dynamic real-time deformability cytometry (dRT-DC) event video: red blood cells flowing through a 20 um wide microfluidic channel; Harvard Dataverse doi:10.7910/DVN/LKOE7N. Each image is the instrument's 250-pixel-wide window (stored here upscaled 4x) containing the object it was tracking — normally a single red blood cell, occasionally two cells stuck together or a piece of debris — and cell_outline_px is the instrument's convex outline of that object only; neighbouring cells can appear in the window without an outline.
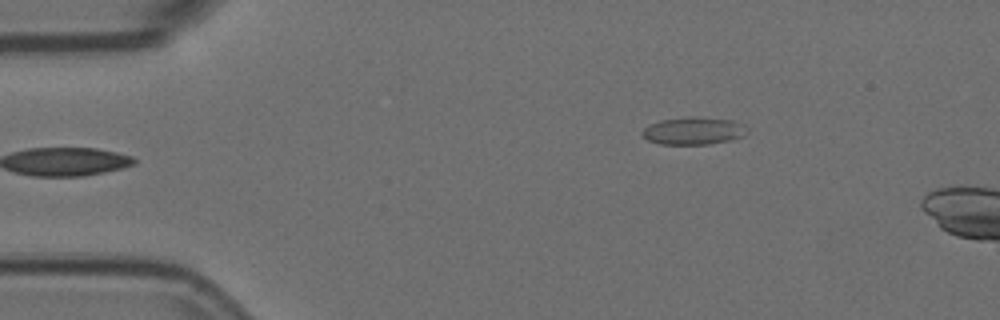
{"species": "Egyptian fruit bat (a non-hibernating species)", "species_latin": "Rousettus aegyptiacus", "temperature_condition": "room temperature", "stored_images_in_passage": 1, "camera_frame_rate_fps": 3000, "um_per_image_px": 0.085, "animal": {"sex": "female"}, "frame": {"image": 1, "passage_image": 1, "time_ms": 0.0, "image_size_px": [1000, 320], "cell_outline_px": [[748, 132], [744, 136], [732, 140], [708, 144], [660, 144], [648, 140], [640, 132], [648, 124], [660, 120], [688, 116], [696, 116], [732, 120], [744, 124], [748, 128]], "centroid_in_image_um": [58.97, 11.11], "position_along_channel_um": 26.0, "area_um2": 17.11}}